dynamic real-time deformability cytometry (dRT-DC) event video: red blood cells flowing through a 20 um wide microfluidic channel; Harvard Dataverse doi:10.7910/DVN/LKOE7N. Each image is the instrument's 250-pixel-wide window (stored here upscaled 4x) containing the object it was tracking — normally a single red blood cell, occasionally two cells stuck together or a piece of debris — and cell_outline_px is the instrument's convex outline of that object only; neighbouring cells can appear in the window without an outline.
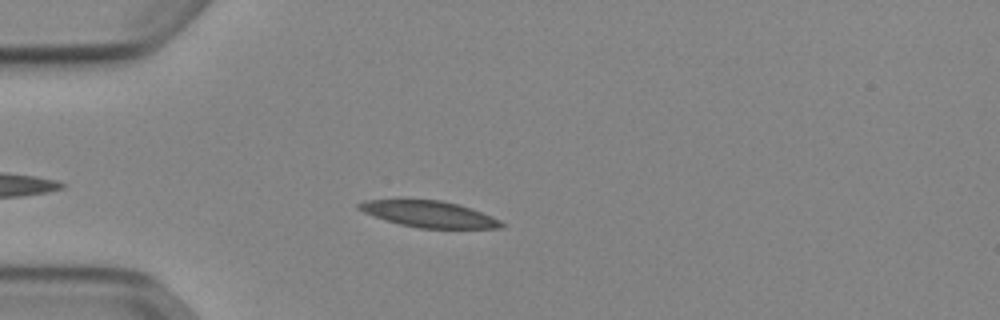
{"species": "Egyptian fruit bat (a non-hibernating species)", "species_latin": "Rousettus aegyptiacus", "temperature_condition": "cold", "stored_images_in_passage": 43, "camera_frame_rate_fps": 3000, "um_per_image_px": 0.085, "animal": {"sex": "female"}, "frame": {"image": 1, "passage_image": 8, "time_ms": 2.333, "image_size_px": [1000, 320], "cell_outline_px": [[504, 228], [420, 228], [400, 224], [364, 212], [356, 208], [356, 204], [364, 200], [440, 200], [472, 208], [492, 216], [500, 220], [504, 224]], "centroid_in_image_um": [36.5, 18.2], "position_along_channel_um": 48.5, "area_um2": 21.56}}
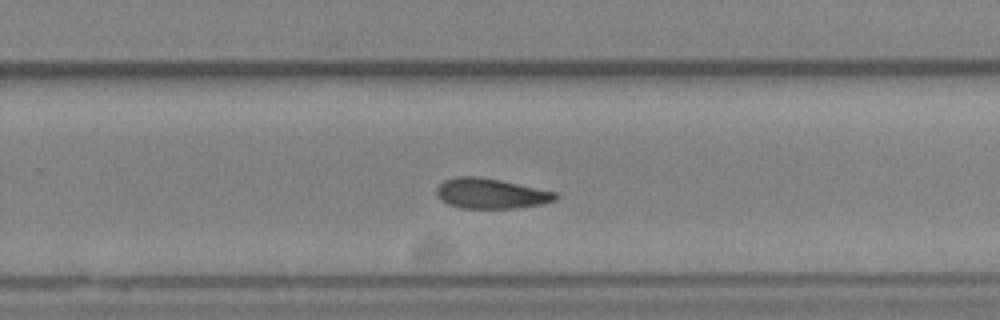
{"frame": {"image": 2, "passage_image": 28, "time_ms": 9.0, "image_size_px": [1000, 320], "cell_outline_px": [[560, 196], [556, 200], [544, 204], [512, 208], [464, 208], [448, 204], [436, 192], [436, 188], [444, 180], [452, 176], [476, 176], [500, 180], [556, 192]], "centroid_in_image_um": [41.75, 16.44], "position_along_channel_um": 288.0, "area_um2": 20.81}}
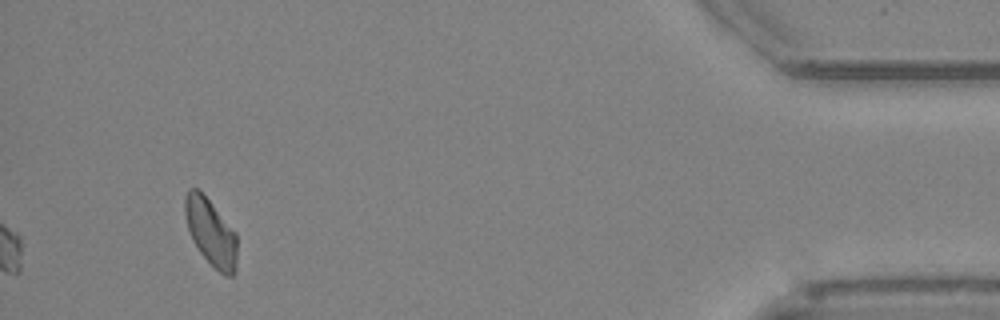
{"frame": {"image": 3, "passage_image": 43, "time_ms": 14.0, "image_size_px": [1000, 320], "cell_outline_px": [[236, 272], [232, 276], [224, 276], [200, 252], [192, 240], [188, 228], [184, 212], [184, 196], [188, 188], [196, 188], [208, 200], [236, 232]], "centroid_in_image_um": [17.91, 19.75], "position_along_channel_um": 417.3, "area_um2": 20.06}, "authors_computed_cell_mechanics": {"area_um2": 21.2704, "velocity_mm_per_s": 3.8738, "shape_relaxation_time_tau1_ms": 4.5326, "shape_relaxation_time_tau2_ms": 7.904, "deformation_change_tau1": 0.1357, "deformation_change_tau2": 0.1528}}